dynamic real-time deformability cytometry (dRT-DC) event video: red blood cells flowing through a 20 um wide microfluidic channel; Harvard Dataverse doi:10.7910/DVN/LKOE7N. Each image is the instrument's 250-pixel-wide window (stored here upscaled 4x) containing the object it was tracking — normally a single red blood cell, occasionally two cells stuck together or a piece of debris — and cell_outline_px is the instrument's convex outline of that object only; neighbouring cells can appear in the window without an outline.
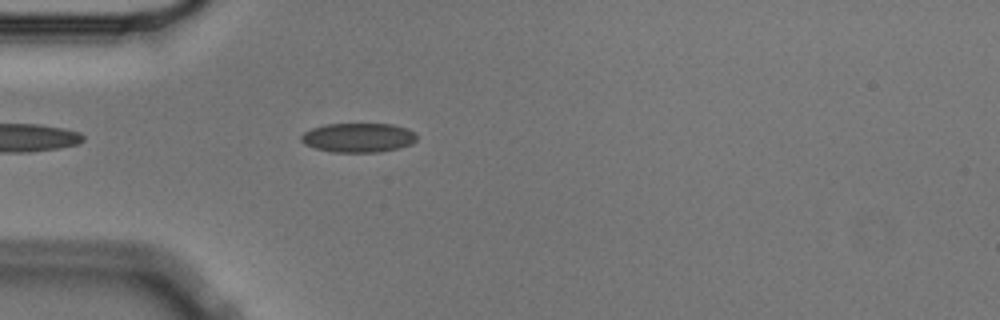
{"species": "Egyptian fruit bat (a non-hibernating species)", "species_latin": "Rousettus aegyptiacus", "temperature_condition": "cold", "stored_images_in_passage": 41, "camera_frame_rate_fps": 3000, "um_per_image_px": 0.085, "animal": {"sex": "male"}, "frame": {"image": 1, "passage_image": 1, "time_ms": 0.0, "image_size_px": [1000, 320], "cell_outline_px": [[416, 140], [412, 144], [400, 148], [380, 152], [332, 152], [316, 148], [304, 144], [300, 140], [300, 136], [304, 132], [312, 128], [324, 124], [392, 124], [408, 128], [416, 132]], "centroid_in_image_um": [30.47, 11.7], "position_along_channel_um": 54.5, "area_um2": 19.94}}
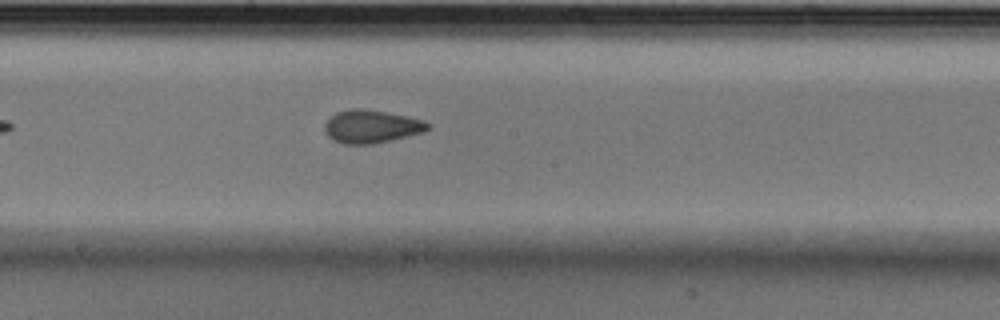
{"frame": {"image": 2, "passage_image": 15, "time_ms": 4.667, "image_size_px": [1000, 320], "cell_outline_px": [[432, 128], [424, 132], [408, 136], [372, 144], [344, 144], [328, 136], [324, 132], [324, 124], [336, 112], [352, 108], [364, 108], [408, 116], [424, 120], [432, 124]], "centroid_in_image_um": [31.61, 10.74], "position_along_channel_um": 216.6, "area_um2": 20.0}}
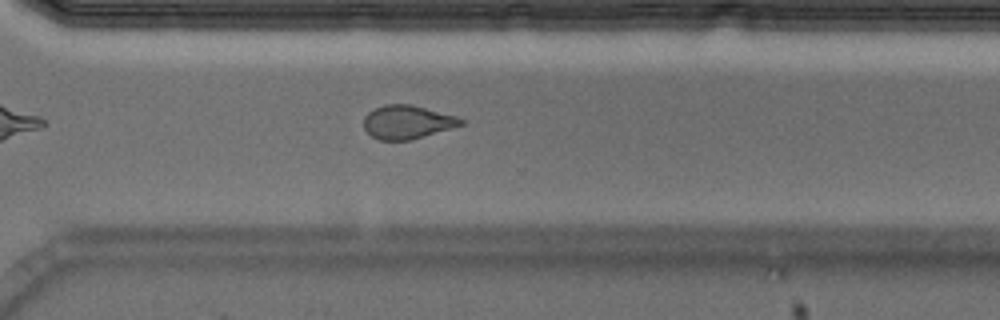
{"frame": {"image": 3, "passage_image": 25, "time_ms": 8.0, "image_size_px": [1000, 320], "cell_outline_px": [[464, 124], [408, 140], [380, 140], [372, 136], [364, 128], [364, 116], [368, 112], [384, 104], [408, 104], [456, 116], [464, 120]], "centroid_in_image_um": [34.58, 10.37], "position_along_channel_um": 336.0, "area_um2": 18.55}, "authors_computed_cell_mechanics": {"area_um2": 19.7098, "velocity_mm_per_s": 3.6001, "shape_relaxation_time_tau1_ms": 9.0239, "shape_relaxation_time_tau2_ms": 1.8192, "deformation_change_tau1": 0.1411, "deformation_change_tau2": 0.0591}}